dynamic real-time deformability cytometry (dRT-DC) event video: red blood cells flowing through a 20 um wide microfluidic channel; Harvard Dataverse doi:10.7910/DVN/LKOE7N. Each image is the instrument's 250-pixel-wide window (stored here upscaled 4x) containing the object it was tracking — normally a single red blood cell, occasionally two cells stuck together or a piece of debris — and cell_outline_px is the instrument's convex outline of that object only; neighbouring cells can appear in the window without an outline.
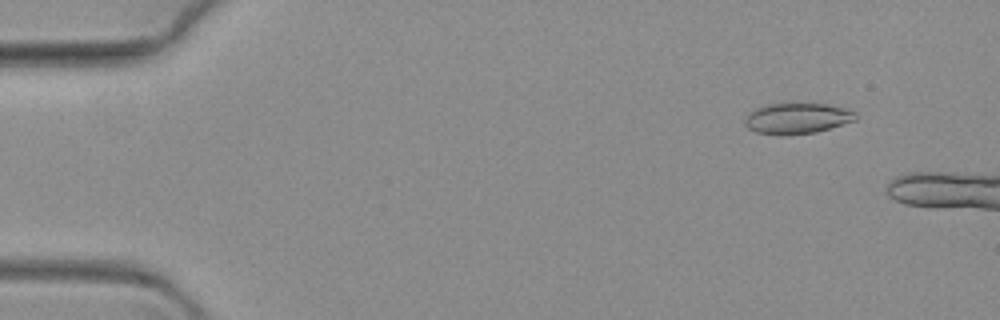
{"species": "common noctule bat (a hibernating species)", "species_latin": "Nyctalus noctula", "temperature_condition": "warm", "stored_images_in_passage": 58, "camera_frame_rate_fps": 3000, "um_per_image_px": 0.085, "animal": {"sex": "female", "body_mass_g": 19.3, "forearm_length_mm": 54.1}, "frame": {"image": 1, "passage_image": 7, "time_ms": 2.0, "image_size_px": [1000, 320], "cell_outline_px": [[856, 120], [816, 132], [784, 136], [756, 132], [748, 128], [744, 124], [744, 116], [748, 112], [764, 104], [784, 100], [788, 100], [828, 104], [844, 108], [856, 112]], "centroid_in_image_um": [67.69, 10.01], "position_along_channel_um": 17.3, "area_um2": 20.98}}
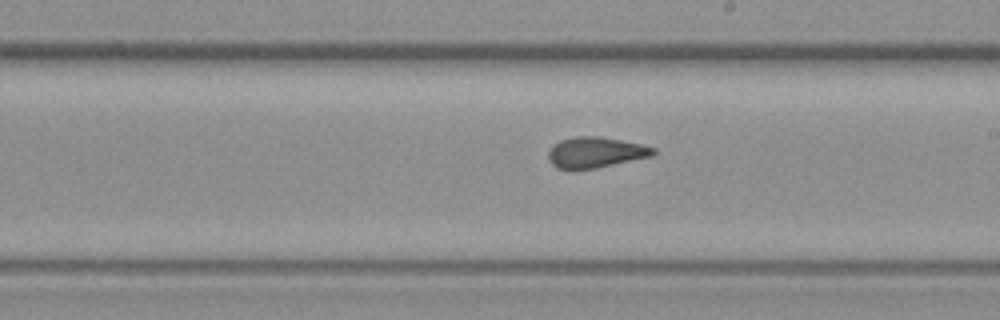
{"frame": {"image": 2, "passage_image": 39, "time_ms": 12.667, "image_size_px": [1000, 320], "cell_outline_px": [[656, 152], [652, 156], [596, 168], [572, 172], [556, 168], [548, 160], [548, 152], [560, 140], [576, 136], [600, 136], [640, 144], [656, 148]], "centroid_in_image_um": [50.58, 12.99], "position_along_channel_um": 238.4, "area_um2": 19.07}}
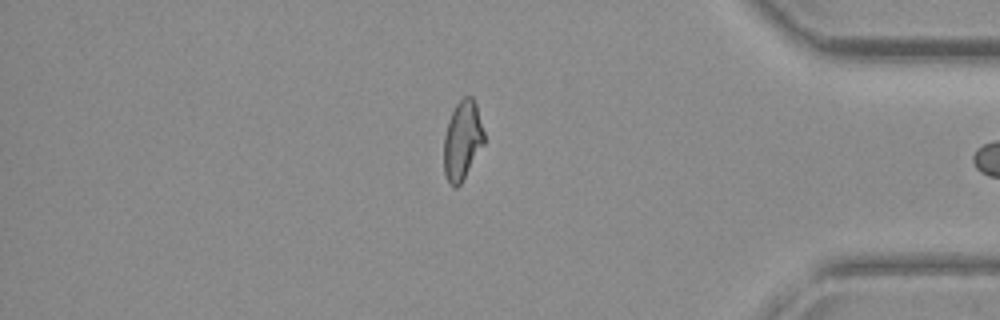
{"frame": {"image": 3, "passage_image": 57, "time_ms": 18.667, "image_size_px": [1000, 320], "cell_outline_px": [[484, 144], [460, 184], [456, 188], [452, 188], [444, 172], [444, 136], [448, 120], [456, 104], [464, 96], [472, 96], [476, 104], [484, 132]], "centroid_in_image_um": [39.29, 11.92], "position_along_channel_um": 395.9, "area_um2": 18.44}}